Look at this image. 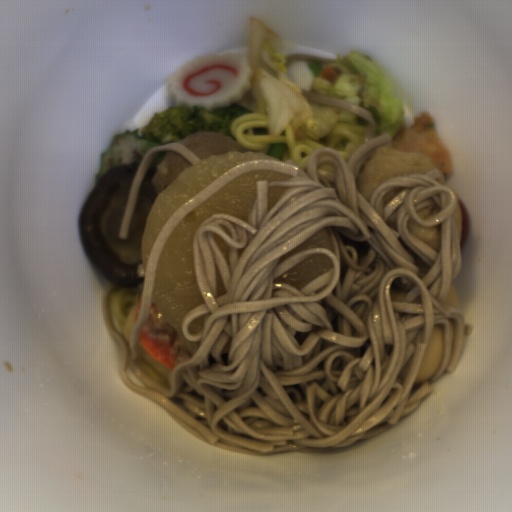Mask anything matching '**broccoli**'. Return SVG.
<instances>
[{
  "label": "broccoli",
  "instance_id": "obj_1",
  "mask_svg": "<svg viewBox=\"0 0 512 512\" xmlns=\"http://www.w3.org/2000/svg\"><path fill=\"white\" fill-rule=\"evenodd\" d=\"M247 113H254V110L238 103L215 111L196 106L168 107L153 114L142 128L140 137L162 145L177 143L194 133H215L236 140L231 126L237 118Z\"/></svg>",
  "mask_w": 512,
  "mask_h": 512
}]
</instances>
